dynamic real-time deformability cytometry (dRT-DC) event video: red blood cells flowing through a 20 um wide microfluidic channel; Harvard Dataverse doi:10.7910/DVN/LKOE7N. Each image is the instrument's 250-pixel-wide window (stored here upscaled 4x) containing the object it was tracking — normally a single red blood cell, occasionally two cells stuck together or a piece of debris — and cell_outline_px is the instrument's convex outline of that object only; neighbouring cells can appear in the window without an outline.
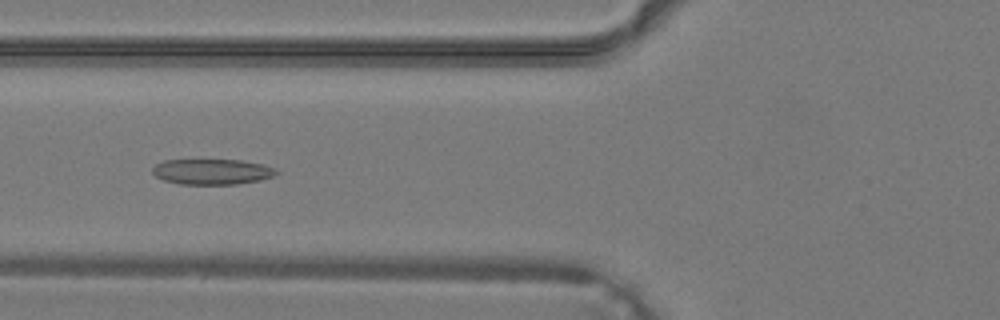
{"species": "common noctule bat (a hibernating species)", "species_latin": "Nyctalus noctula", "temperature_condition": "warm", "stored_images_in_passage": 40, "camera_frame_rate_fps": 3000, "um_per_image_px": 0.085, "animal": {"sex": "male", "body_mass_g": 19.2, "forearm_length_mm": 51.8}, "frame": {"image": 1, "passage_image": 16, "time_ms": 5.0, "image_size_px": [1000, 320], "cell_outline_px": [[280, 172], [272, 176], [260, 180], [236, 184], [180, 184], [164, 180], [156, 176], [152, 172], [152, 168], [156, 164], [164, 160], [240, 160], [264, 164]], "centroid_in_image_um": [18.01, 14.59], "position_along_channel_um": 107.8, "area_um2": 18.32}}
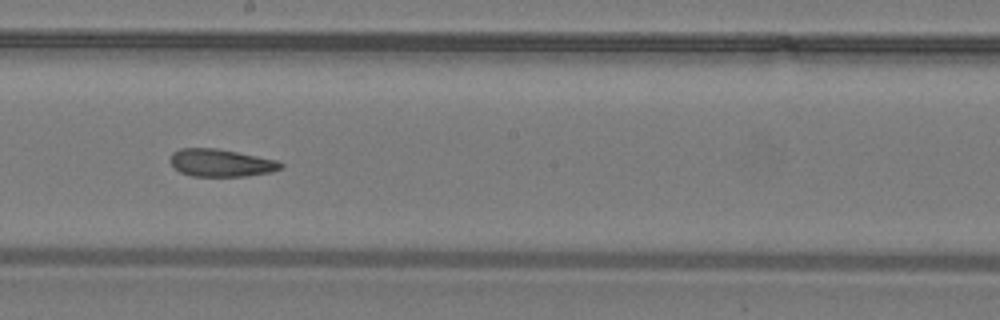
{"frame": {"image": 2, "passage_image": 23, "time_ms": 7.333, "image_size_px": [1000, 320], "cell_outline_px": [[284, 168], [272, 172], [248, 176], [192, 176], [180, 172], [168, 160], [172, 152], [180, 148], [216, 148], [276, 160], [284, 164]], "centroid_in_image_um": [18.78, 13.85], "position_along_channel_um": 229.4, "area_um2": 17.8}}
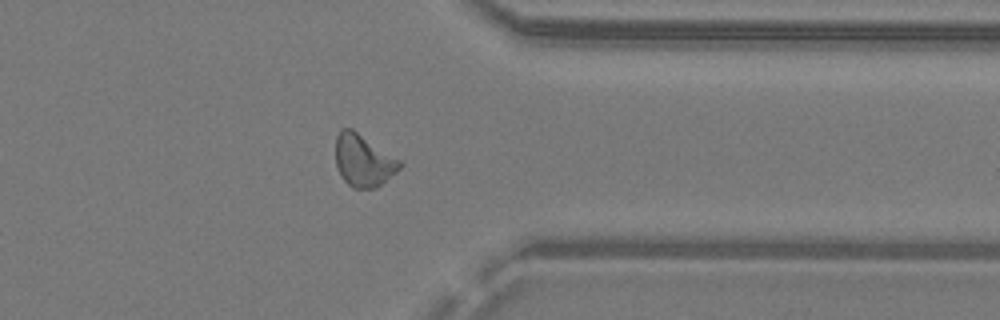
{"frame": {"image": 3, "passage_image": 32, "time_ms": 10.333, "image_size_px": [1000, 320], "cell_outline_px": [[404, 164], [396, 172], [376, 188], [352, 188], [340, 176], [336, 164], [336, 136], [340, 128], [352, 128], [400, 160]], "centroid_in_image_um": [30.87, 13.64], "position_along_channel_um": 380.5, "area_um2": 19.48}}